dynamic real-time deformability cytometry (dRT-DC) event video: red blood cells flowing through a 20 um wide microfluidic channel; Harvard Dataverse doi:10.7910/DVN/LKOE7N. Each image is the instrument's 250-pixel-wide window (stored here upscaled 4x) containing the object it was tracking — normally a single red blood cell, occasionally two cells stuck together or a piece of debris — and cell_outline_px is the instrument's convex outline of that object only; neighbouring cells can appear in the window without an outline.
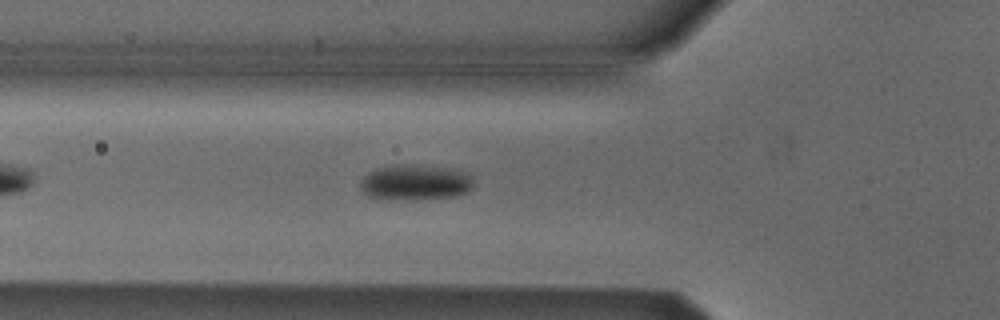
{"species": "Egyptian fruit bat (a non-hibernating species)", "species_latin": "Rousettus aegyptiacus", "temperature_condition": "cold", "stored_images_in_passage": 43, "camera_frame_rate_fps": 3000, "um_per_image_px": 0.085, "animal": {"sex": "male"}, "frame": {"image": 1, "passage_image": 8, "time_ms": 2.333, "image_size_px": [1000, 320], "cell_outline_px": [[472, 188], [468, 192], [456, 196], [388, 200], [380, 200], [368, 196], [360, 188], [360, 180], [368, 172], [376, 168], [392, 164], [424, 164], [456, 168], [468, 172], [472, 176]], "centroid_in_image_um": [35.29, 15.47], "position_along_channel_um": 90.5, "area_um2": 24.16}}
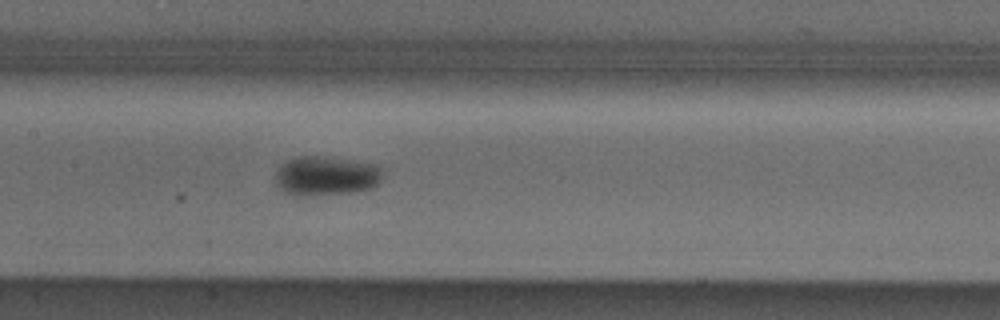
{"frame": {"image": 2, "passage_image": 15, "time_ms": 4.667, "image_size_px": [1000, 320], "cell_outline_px": [[380, 180], [372, 188], [352, 192], [304, 196], [292, 196], [280, 188], [276, 184], [276, 172], [280, 164], [296, 156], [320, 156], [376, 164], [380, 168]], "centroid_in_image_um": [27.66, 14.95], "position_along_channel_um": 179.7, "area_um2": 24.45}}
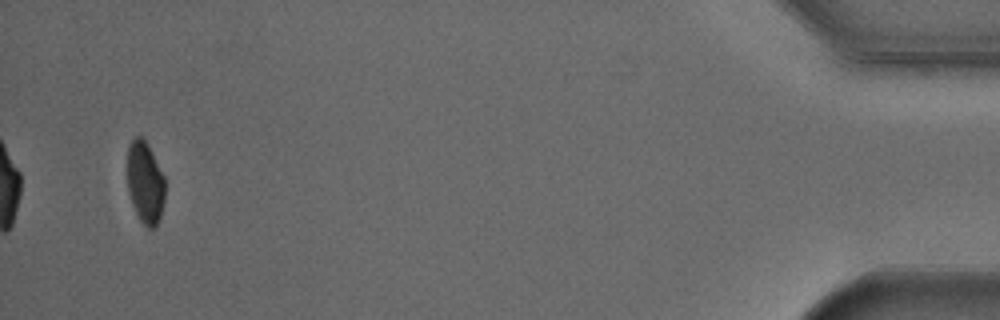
{"frame": {"image": 3, "passage_image": 41, "time_ms": 13.333, "image_size_px": [1000, 320], "cell_outline_px": [[164, 200], [160, 216], [156, 224], [152, 228], [148, 228], [140, 220], [132, 204], [128, 192], [128, 144], [136, 136], [140, 136], [148, 144], [164, 176]], "centroid_in_image_um": [12.33, 15.5], "position_along_channel_um": 422.9, "area_um2": 17.8}, "authors_computed_cell_mechanics": {"area_um2": 22.0218, "velocity_mm_per_s": 3.8141, "shape_relaxation_time_tau1_ms": 1.9335, "shape_relaxation_time_tau2_ms": null, "deformation_change_tau1": 0.0694, "deformation_change_tau2": null}}